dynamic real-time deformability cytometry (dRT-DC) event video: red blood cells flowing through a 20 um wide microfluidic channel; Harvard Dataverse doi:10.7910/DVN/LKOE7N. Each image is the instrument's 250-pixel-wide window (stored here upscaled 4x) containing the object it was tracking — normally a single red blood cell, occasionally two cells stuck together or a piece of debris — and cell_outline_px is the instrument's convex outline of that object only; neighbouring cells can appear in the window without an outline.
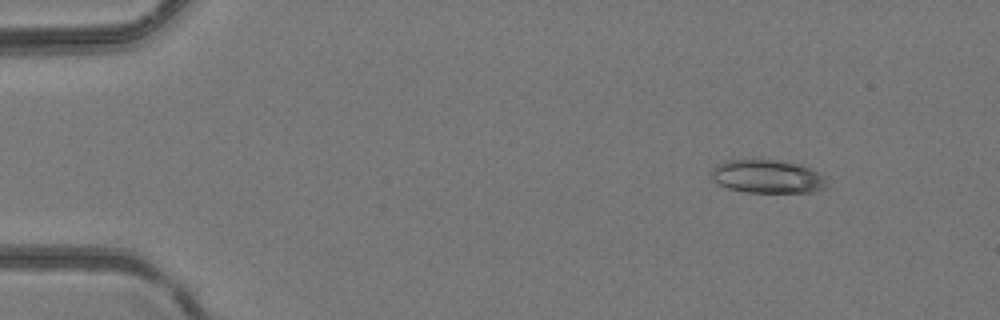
{"species": "common noctule bat (a hibernating species)", "species_latin": "Nyctalus noctula", "temperature_condition": "room temperature", "stored_images_in_passage": 48, "camera_frame_rate_fps": 3000, "um_per_image_px": 0.085, "animal": {"sex": "female", "body_mass_g": 24.6, "forearm_length_mm": 56.2}, "frame": {"image": 1, "passage_image": 7, "time_ms": 2.0, "image_size_px": [1000, 320], "cell_outline_px": [[828, 188], [816, 192], [744, 192], [728, 188], [712, 180], [712, 168], [716, 164], [728, 160], [776, 160], [804, 164], [824, 176]], "centroid_in_image_um": [65.27, 15.01], "position_along_channel_um": 19.7, "area_um2": 22.66}}
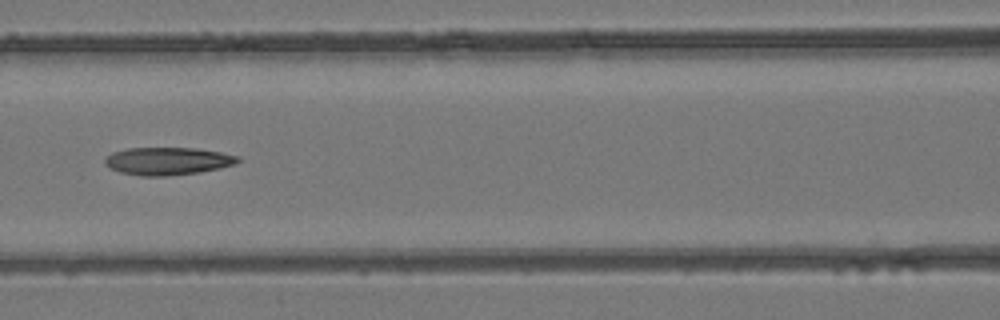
{"frame": {"image": 2, "passage_image": 23, "time_ms": 7.333, "image_size_px": [1000, 320], "cell_outline_px": [[240, 160], [236, 164], [220, 168], [200, 172], [164, 176], [140, 176], [120, 172], [108, 168], [104, 164], [104, 160], [112, 152], [128, 148], [196, 148], [220, 152], [240, 156]], "centroid_in_image_um": [14.25, 13.69], "position_along_channel_um": 152.4, "area_um2": 21.56}}
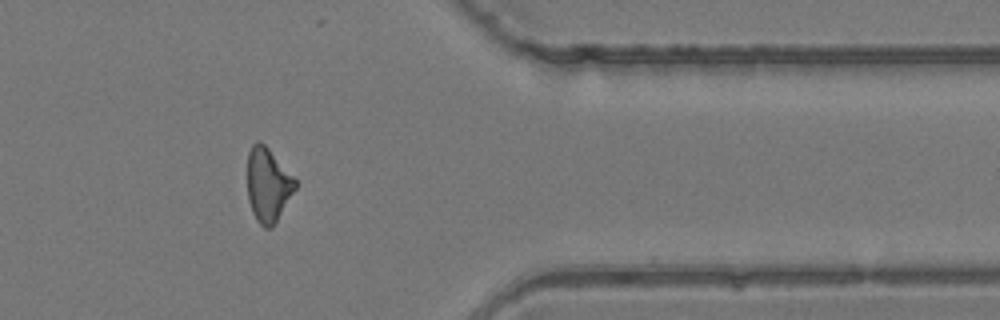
{"frame": {"image": 3, "passage_image": 40, "time_ms": 13.0, "image_size_px": [1000, 320], "cell_outline_px": [[296, 188], [276, 220], [268, 228], [264, 228], [256, 220], [252, 212], [248, 200], [248, 152], [252, 144], [256, 140], [260, 140], [268, 148], [296, 180]], "centroid_in_image_um": [22.75, 15.68], "position_along_channel_um": 388.7, "area_um2": 20.23}}